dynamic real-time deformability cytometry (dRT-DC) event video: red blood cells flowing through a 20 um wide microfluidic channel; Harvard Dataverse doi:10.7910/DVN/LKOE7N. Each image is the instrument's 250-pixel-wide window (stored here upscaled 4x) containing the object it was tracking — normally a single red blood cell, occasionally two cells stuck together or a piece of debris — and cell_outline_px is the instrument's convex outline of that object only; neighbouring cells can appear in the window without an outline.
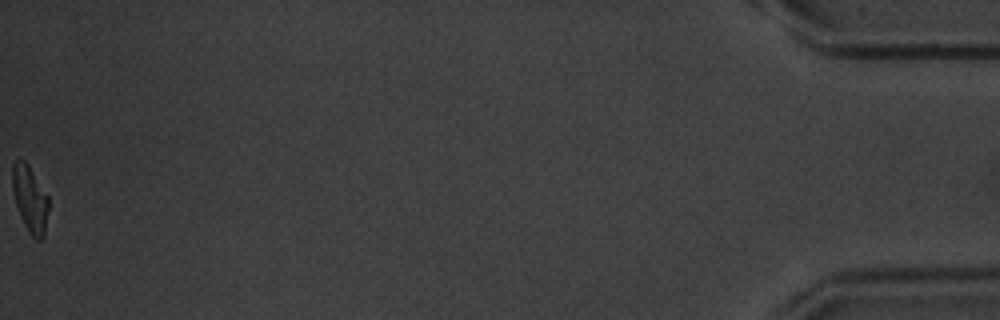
{"species": "common noctule bat (a hibernating species)", "species_latin": "Nyctalus noctula", "temperature_condition": "warm", "stored_images_in_passage": 52, "camera_frame_rate_fps": 3000, "um_per_image_px": 0.085, "animal": {"sex": "male", "body_mass_g": 20.1, "forearm_length_mm": 53.5}, "frame": {"image": 1, "passage_image": 52, "time_ms": 17.0, "image_size_px": [1000, 320], "cell_outline_px": [[48, 212], [44, 236], [40, 240], [36, 240], [28, 232], [20, 216], [12, 192], [12, 164], [16, 160], [24, 160], [28, 164], [48, 196]], "centroid_in_image_um": [2.54, 16.92], "position_along_channel_um": 432.7, "area_um2": 14.05}, "authors_computed_cell_mechanics": {"area_um2": 15.4037, "velocity_mm_per_s": 3.6961, "shape_relaxation_time_tau1_ms": 3.4716, "shape_relaxation_time_tau2_ms": 4.6105, "deformation_change_tau1": 0.1541, "deformation_change_tau2": 0.1134}}